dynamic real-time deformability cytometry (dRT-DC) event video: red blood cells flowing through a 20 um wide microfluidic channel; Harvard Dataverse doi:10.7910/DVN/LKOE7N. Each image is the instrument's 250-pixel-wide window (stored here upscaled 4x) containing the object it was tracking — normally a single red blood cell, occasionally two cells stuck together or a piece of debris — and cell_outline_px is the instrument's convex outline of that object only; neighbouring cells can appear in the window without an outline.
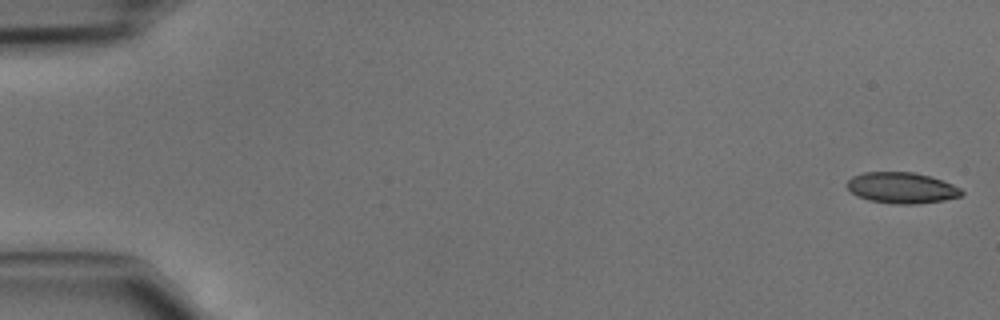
{"species": "common noctule bat (a hibernating species)", "species_latin": "Nyctalus noctula", "temperature_condition": "cold", "stored_images_in_passage": 14, "camera_frame_rate_fps": 3000, "um_per_image_px": 0.085, "animal": {"sex": "male", "body_mass_g": 15.6}, "frame": {"image": 1, "passage_image": 1, "time_ms": 0.0, "image_size_px": [1000, 320], "cell_outline_px": [[964, 192], [960, 196], [944, 200], [916, 204], [892, 204], [868, 200], [856, 196], [848, 188], [848, 180], [852, 176], [864, 172], [912, 172], [928, 176], [952, 184], [960, 188]], "centroid_in_image_um": [76.62, 15.97], "position_along_channel_um": 8.4, "area_um2": 20.58}}
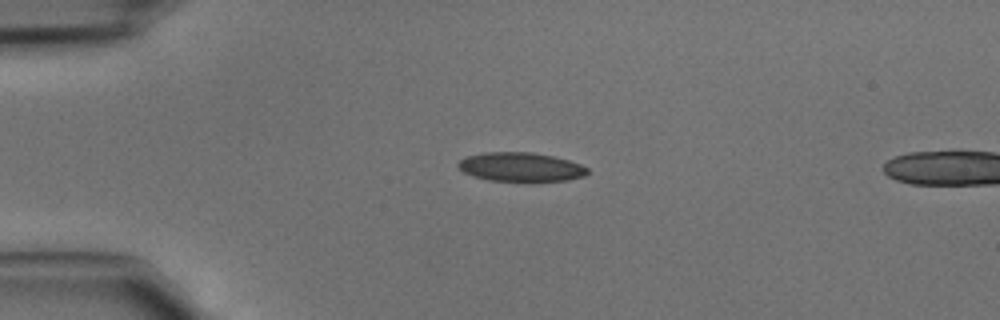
{"frame": {"image": 2, "passage_image": 11, "time_ms": 3.333, "image_size_px": [1000, 320], "cell_outline_px": [[588, 172], [584, 176], [568, 180], [488, 180], [472, 176], [464, 172], [456, 164], [460, 160], [468, 156], [484, 152], [532, 152], [552, 156], [568, 160], [580, 164], [588, 168]], "centroid_in_image_um": [44.25, 14.18], "position_along_channel_um": 40.8, "area_um2": 21.5}}